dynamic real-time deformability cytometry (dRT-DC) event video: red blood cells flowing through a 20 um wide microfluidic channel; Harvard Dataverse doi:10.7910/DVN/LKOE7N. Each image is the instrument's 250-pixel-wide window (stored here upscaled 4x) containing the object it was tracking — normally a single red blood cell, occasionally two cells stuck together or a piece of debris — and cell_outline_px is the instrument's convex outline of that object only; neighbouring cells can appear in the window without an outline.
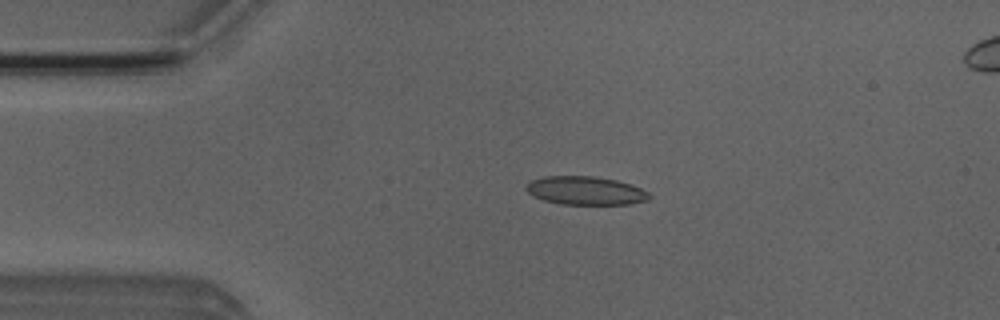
{"species": "Egyptian fruit bat (a non-hibernating species)", "species_latin": "Rousettus aegyptiacus", "temperature_condition": "room temperature", "stored_images_in_passage": 4, "camera_frame_rate_fps": 3000, "um_per_image_px": 0.085, "animal": {"sex": "male"}, "frame": {"image": 1, "passage_image": 3, "time_ms": 2.333, "image_size_px": [1000, 320], "cell_outline_px": [[652, 196], [648, 200], [628, 204], [560, 204], [544, 200], [532, 196], [524, 188], [524, 184], [528, 180], [544, 176], [592, 176], [616, 180], [640, 188], [648, 192]], "centroid_in_image_um": [49.7, 16.2], "position_along_channel_um": 35.3, "area_um2": 20.52}}